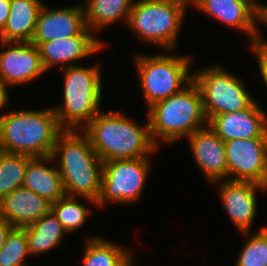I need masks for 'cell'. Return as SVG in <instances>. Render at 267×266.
<instances>
[{"mask_svg":"<svg viewBox=\"0 0 267 266\" xmlns=\"http://www.w3.org/2000/svg\"><path fill=\"white\" fill-rule=\"evenodd\" d=\"M83 133V135H81ZM64 130L55 144L52 158L60 157L59 173L65 194L86 198L93 204L99 197L103 174V161L92 148L84 132Z\"/></svg>","mask_w":267,"mask_h":266,"instance_id":"cell-1","label":"cell"},{"mask_svg":"<svg viewBox=\"0 0 267 266\" xmlns=\"http://www.w3.org/2000/svg\"><path fill=\"white\" fill-rule=\"evenodd\" d=\"M84 133L102 161L148 157L158 148L149 121L141 127L119 112H99L85 126Z\"/></svg>","mask_w":267,"mask_h":266,"instance_id":"cell-2","label":"cell"},{"mask_svg":"<svg viewBox=\"0 0 267 266\" xmlns=\"http://www.w3.org/2000/svg\"><path fill=\"white\" fill-rule=\"evenodd\" d=\"M63 131L53 108L6 113L0 116V150L32 157L52 156Z\"/></svg>","mask_w":267,"mask_h":266,"instance_id":"cell-3","label":"cell"},{"mask_svg":"<svg viewBox=\"0 0 267 266\" xmlns=\"http://www.w3.org/2000/svg\"><path fill=\"white\" fill-rule=\"evenodd\" d=\"M185 86L180 92L148 108L150 134L157 146V136L165 143H173L202 129V123H208L197 84L192 80Z\"/></svg>","mask_w":267,"mask_h":266,"instance_id":"cell-4","label":"cell"},{"mask_svg":"<svg viewBox=\"0 0 267 266\" xmlns=\"http://www.w3.org/2000/svg\"><path fill=\"white\" fill-rule=\"evenodd\" d=\"M64 71V104L53 111L64 130H77L82 122L86 126L100 112L101 73L98 65L90 68L72 65Z\"/></svg>","mask_w":267,"mask_h":266,"instance_id":"cell-5","label":"cell"},{"mask_svg":"<svg viewBox=\"0 0 267 266\" xmlns=\"http://www.w3.org/2000/svg\"><path fill=\"white\" fill-rule=\"evenodd\" d=\"M188 4L190 0H139L134 2L127 24L142 40L173 50Z\"/></svg>","mask_w":267,"mask_h":266,"instance_id":"cell-6","label":"cell"},{"mask_svg":"<svg viewBox=\"0 0 267 266\" xmlns=\"http://www.w3.org/2000/svg\"><path fill=\"white\" fill-rule=\"evenodd\" d=\"M190 59L183 56L165 55L149 57L137 55L135 57L148 108L180 92L184 82L188 84L193 80V74L189 73Z\"/></svg>","mask_w":267,"mask_h":266,"instance_id":"cell-7","label":"cell"},{"mask_svg":"<svg viewBox=\"0 0 267 266\" xmlns=\"http://www.w3.org/2000/svg\"><path fill=\"white\" fill-rule=\"evenodd\" d=\"M239 80L218 66L193 73L207 121L215 115L244 110L254 102Z\"/></svg>","mask_w":267,"mask_h":266,"instance_id":"cell-8","label":"cell"},{"mask_svg":"<svg viewBox=\"0 0 267 266\" xmlns=\"http://www.w3.org/2000/svg\"><path fill=\"white\" fill-rule=\"evenodd\" d=\"M148 157L103 161L101 189L96 205L139 200L149 174Z\"/></svg>","mask_w":267,"mask_h":266,"instance_id":"cell-9","label":"cell"},{"mask_svg":"<svg viewBox=\"0 0 267 266\" xmlns=\"http://www.w3.org/2000/svg\"><path fill=\"white\" fill-rule=\"evenodd\" d=\"M229 181L253 182L267 187V137L225 142ZM235 175V176H234Z\"/></svg>","mask_w":267,"mask_h":266,"instance_id":"cell-10","label":"cell"},{"mask_svg":"<svg viewBox=\"0 0 267 266\" xmlns=\"http://www.w3.org/2000/svg\"><path fill=\"white\" fill-rule=\"evenodd\" d=\"M1 43L11 47L0 52V79L7 85L30 82L46 71L36 44L15 41Z\"/></svg>","mask_w":267,"mask_h":266,"instance_id":"cell-11","label":"cell"},{"mask_svg":"<svg viewBox=\"0 0 267 266\" xmlns=\"http://www.w3.org/2000/svg\"><path fill=\"white\" fill-rule=\"evenodd\" d=\"M190 3L221 22L244 31L250 42L260 37L255 20L260 21L262 4L254 0H190Z\"/></svg>","mask_w":267,"mask_h":266,"instance_id":"cell-12","label":"cell"},{"mask_svg":"<svg viewBox=\"0 0 267 266\" xmlns=\"http://www.w3.org/2000/svg\"><path fill=\"white\" fill-rule=\"evenodd\" d=\"M207 124L224 142L267 137V116L255 101L244 110L215 115Z\"/></svg>","mask_w":267,"mask_h":266,"instance_id":"cell-13","label":"cell"},{"mask_svg":"<svg viewBox=\"0 0 267 266\" xmlns=\"http://www.w3.org/2000/svg\"><path fill=\"white\" fill-rule=\"evenodd\" d=\"M91 32L86 27L79 35L57 38L49 42L32 43L38 46L42 64L46 71L58 63L65 64V68L75 65L71 62L91 55L104 46V43L93 37Z\"/></svg>","mask_w":267,"mask_h":266,"instance_id":"cell-14","label":"cell"},{"mask_svg":"<svg viewBox=\"0 0 267 266\" xmlns=\"http://www.w3.org/2000/svg\"><path fill=\"white\" fill-rule=\"evenodd\" d=\"M222 182L219 186V196L223 206L237 228L247 235L256 216V191L267 187L253 182L229 180Z\"/></svg>","mask_w":267,"mask_h":266,"instance_id":"cell-15","label":"cell"},{"mask_svg":"<svg viewBox=\"0 0 267 266\" xmlns=\"http://www.w3.org/2000/svg\"><path fill=\"white\" fill-rule=\"evenodd\" d=\"M206 125L187 138L196 164L211 183H217L227 177L225 142Z\"/></svg>","mask_w":267,"mask_h":266,"instance_id":"cell-16","label":"cell"},{"mask_svg":"<svg viewBox=\"0 0 267 266\" xmlns=\"http://www.w3.org/2000/svg\"><path fill=\"white\" fill-rule=\"evenodd\" d=\"M86 28L82 7H66L39 11L35 32L31 42H49L57 38L79 35Z\"/></svg>","mask_w":267,"mask_h":266,"instance_id":"cell-17","label":"cell"},{"mask_svg":"<svg viewBox=\"0 0 267 266\" xmlns=\"http://www.w3.org/2000/svg\"><path fill=\"white\" fill-rule=\"evenodd\" d=\"M50 210V202L24 187L14 190L0 201V216L14 227L32 224Z\"/></svg>","mask_w":267,"mask_h":266,"instance_id":"cell-18","label":"cell"},{"mask_svg":"<svg viewBox=\"0 0 267 266\" xmlns=\"http://www.w3.org/2000/svg\"><path fill=\"white\" fill-rule=\"evenodd\" d=\"M42 6L39 0H10L9 16L0 31L1 41L31 42Z\"/></svg>","mask_w":267,"mask_h":266,"instance_id":"cell-19","label":"cell"},{"mask_svg":"<svg viewBox=\"0 0 267 266\" xmlns=\"http://www.w3.org/2000/svg\"><path fill=\"white\" fill-rule=\"evenodd\" d=\"M52 160L54 161L52 156L33 157L26 167L22 186L45 198L51 204L66 195L58 169L44 164Z\"/></svg>","mask_w":267,"mask_h":266,"instance_id":"cell-20","label":"cell"},{"mask_svg":"<svg viewBox=\"0 0 267 266\" xmlns=\"http://www.w3.org/2000/svg\"><path fill=\"white\" fill-rule=\"evenodd\" d=\"M23 228L27 234L29 254H41L55 248L66 232L51 211Z\"/></svg>","mask_w":267,"mask_h":266,"instance_id":"cell-21","label":"cell"},{"mask_svg":"<svg viewBox=\"0 0 267 266\" xmlns=\"http://www.w3.org/2000/svg\"><path fill=\"white\" fill-rule=\"evenodd\" d=\"M134 0H87L84 8L86 27L91 31L100 30L117 20L127 22ZM95 29V30H93Z\"/></svg>","mask_w":267,"mask_h":266,"instance_id":"cell-22","label":"cell"},{"mask_svg":"<svg viewBox=\"0 0 267 266\" xmlns=\"http://www.w3.org/2000/svg\"><path fill=\"white\" fill-rule=\"evenodd\" d=\"M84 266H133L131 252L102 237L86 239Z\"/></svg>","mask_w":267,"mask_h":266,"instance_id":"cell-23","label":"cell"},{"mask_svg":"<svg viewBox=\"0 0 267 266\" xmlns=\"http://www.w3.org/2000/svg\"><path fill=\"white\" fill-rule=\"evenodd\" d=\"M32 158L0 150V201L23 186L26 167Z\"/></svg>","mask_w":267,"mask_h":266,"instance_id":"cell-24","label":"cell"},{"mask_svg":"<svg viewBox=\"0 0 267 266\" xmlns=\"http://www.w3.org/2000/svg\"><path fill=\"white\" fill-rule=\"evenodd\" d=\"M76 197L65 195L51 204V212L62 223L66 232H74L85 223L89 209L75 201Z\"/></svg>","mask_w":267,"mask_h":266,"instance_id":"cell-25","label":"cell"},{"mask_svg":"<svg viewBox=\"0 0 267 266\" xmlns=\"http://www.w3.org/2000/svg\"><path fill=\"white\" fill-rule=\"evenodd\" d=\"M28 254L25 229L23 227H13L0 251V266H28L24 263Z\"/></svg>","mask_w":267,"mask_h":266,"instance_id":"cell-26","label":"cell"},{"mask_svg":"<svg viewBox=\"0 0 267 266\" xmlns=\"http://www.w3.org/2000/svg\"><path fill=\"white\" fill-rule=\"evenodd\" d=\"M236 266H267V226L250 236Z\"/></svg>","mask_w":267,"mask_h":266,"instance_id":"cell-27","label":"cell"},{"mask_svg":"<svg viewBox=\"0 0 267 266\" xmlns=\"http://www.w3.org/2000/svg\"><path fill=\"white\" fill-rule=\"evenodd\" d=\"M250 46L257 55L260 73L267 86V41L259 37Z\"/></svg>","mask_w":267,"mask_h":266,"instance_id":"cell-28","label":"cell"},{"mask_svg":"<svg viewBox=\"0 0 267 266\" xmlns=\"http://www.w3.org/2000/svg\"><path fill=\"white\" fill-rule=\"evenodd\" d=\"M14 226L4 217L0 216V251L6 241L7 235Z\"/></svg>","mask_w":267,"mask_h":266,"instance_id":"cell-29","label":"cell"},{"mask_svg":"<svg viewBox=\"0 0 267 266\" xmlns=\"http://www.w3.org/2000/svg\"><path fill=\"white\" fill-rule=\"evenodd\" d=\"M10 12V0H0V31L3 29Z\"/></svg>","mask_w":267,"mask_h":266,"instance_id":"cell-30","label":"cell"},{"mask_svg":"<svg viewBox=\"0 0 267 266\" xmlns=\"http://www.w3.org/2000/svg\"><path fill=\"white\" fill-rule=\"evenodd\" d=\"M6 86L7 84L0 79V110L3 109L6 104H8V87Z\"/></svg>","mask_w":267,"mask_h":266,"instance_id":"cell-31","label":"cell"},{"mask_svg":"<svg viewBox=\"0 0 267 266\" xmlns=\"http://www.w3.org/2000/svg\"><path fill=\"white\" fill-rule=\"evenodd\" d=\"M260 21L267 24V5H261V18Z\"/></svg>","mask_w":267,"mask_h":266,"instance_id":"cell-32","label":"cell"}]
</instances>
